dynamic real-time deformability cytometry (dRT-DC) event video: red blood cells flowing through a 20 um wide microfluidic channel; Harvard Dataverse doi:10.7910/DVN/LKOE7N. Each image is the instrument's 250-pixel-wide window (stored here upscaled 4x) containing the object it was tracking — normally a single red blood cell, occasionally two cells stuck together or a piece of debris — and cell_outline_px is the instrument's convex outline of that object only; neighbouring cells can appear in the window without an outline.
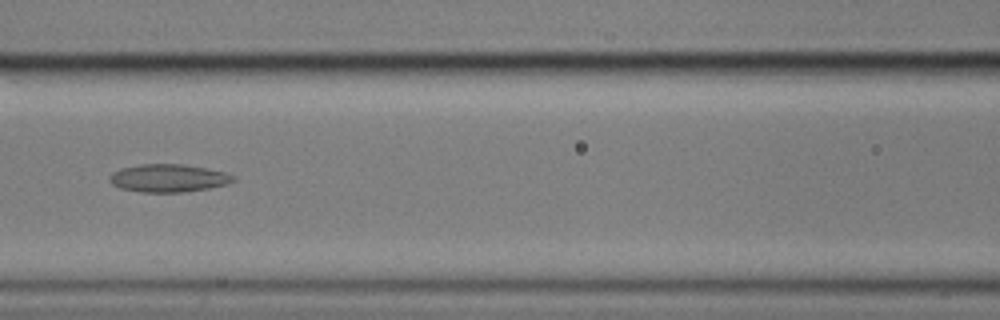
{"species": "common noctule bat (a hibernating species)", "species_latin": "Nyctalus noctula", "temperature_condition": "cold", "stored_images_in_passage": 8, "camera_frame_rate_fps": 3000, "um_per_image_px": 0.085, "animal": {"sex": "male", "body_mass_g": 17.9}, "frame": {"image": 1, "passage_image": 8, "time_ms": 2.333, "image_size_px": [1000, 320], "cell_outline_px": [[236, 180], [228, 184], [208, 188], [184, 192], [140, 192], [120, 188], [112, 184], [108, 180], [108, 176], [112, 172], [120, 168], [140, 164], [184, 164], [224, 172], [236, 176]], "centroid_in_image_um": [14.29, 15.14], "position_along_channel_um": 152.3, "area_um2": 20.23}}